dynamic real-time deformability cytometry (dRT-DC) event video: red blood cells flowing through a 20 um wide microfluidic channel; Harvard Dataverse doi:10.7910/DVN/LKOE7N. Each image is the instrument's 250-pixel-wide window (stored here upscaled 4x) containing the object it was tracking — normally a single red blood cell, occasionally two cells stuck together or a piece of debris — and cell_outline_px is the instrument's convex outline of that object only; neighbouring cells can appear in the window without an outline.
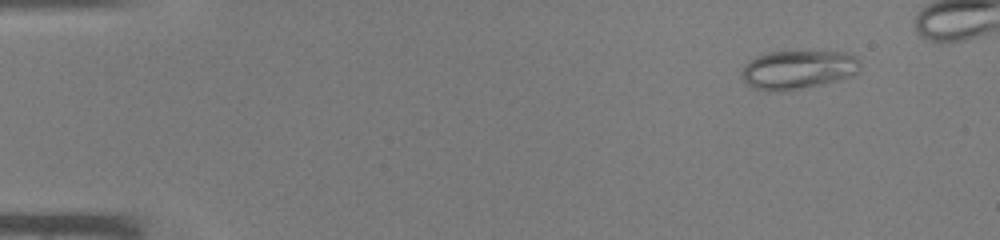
{"species": "common noctule bat (a hibernating species)", "species_latin": "Nyctalus noctula", "temperature_condition": "warm", "stored_images_in_passage": 38, "camera_frame_rate_fps": 3000, "um_per_image_px": 0.085, "animal": {"sex": "male", "body_mass_g": 19.0, "forearm_length_mm": 50.8}, "frame": {"image": 1, "passage_image": 2, "time_ms": 0.333, "image_size_px": [1000, 240], "cell_outline_px": [[860, 72], [852, 76], [820, 84], [784, 92], [768, 92], [752, 88], [744, 80], [740, 72], [744, 64], [756, 56], [768, 52], [844, 52], [856, 56], [860, 60]], "centroid_in_image_um": [67.81, 5.93], "position_along_channel_um": 17.2, "area_um2": 26.99}}
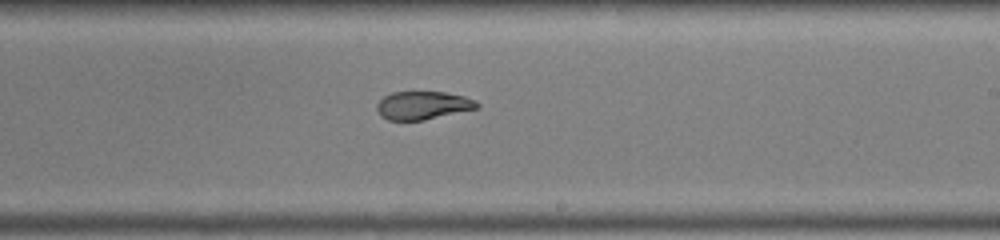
{"frame": {"image": 2, "passage_image": 25, "time_ms": 8.0, "image_size_px": [1000, 240], "cell_outline_px": [[480, 104], [476, 108], [424, 120], [388, 120], [380, 116], [376, 108], [376, 104], [384, 96], [392, 92], [444, 92], [464, 96], [476, 100]], "centroid_in_image_um": [35.91, 8.95], "position_along_channel_um": 253.1, "area_um2": 16.36}}
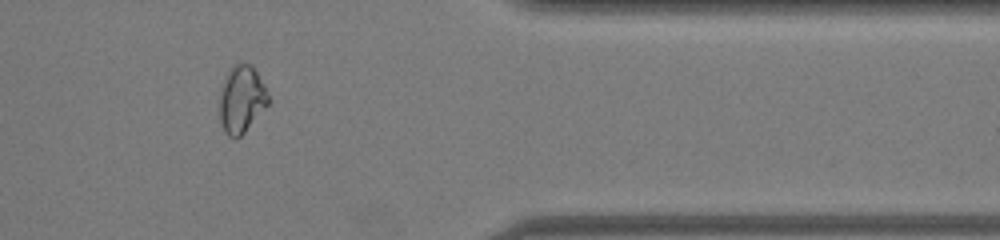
{"frame": {"image": 3, "passage_image": 35, "time_ms": 11.333, "image_size_px": [1000, 240], "cell_outline_px": [[268, 104], [244, 132], [236, 140], [228, 136], [224, 132], [220, 120], [220, 96], [224, 80], [228, 72], [236, 64], [244, 60], [252, 64], [264, 84], [268, 96]], "centroid_in_image_um": [20.53, 8.43], "position_along_channel_um": 390.9, "area_um2": 18.96}}